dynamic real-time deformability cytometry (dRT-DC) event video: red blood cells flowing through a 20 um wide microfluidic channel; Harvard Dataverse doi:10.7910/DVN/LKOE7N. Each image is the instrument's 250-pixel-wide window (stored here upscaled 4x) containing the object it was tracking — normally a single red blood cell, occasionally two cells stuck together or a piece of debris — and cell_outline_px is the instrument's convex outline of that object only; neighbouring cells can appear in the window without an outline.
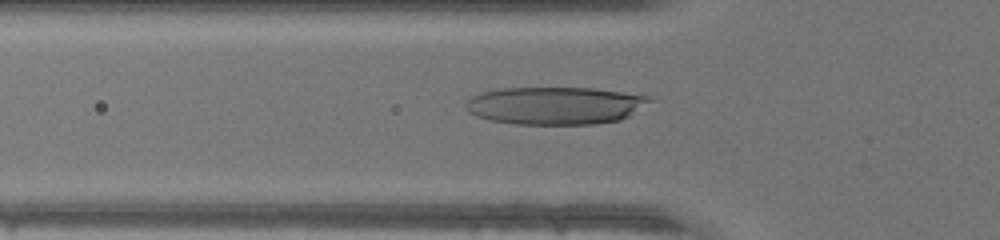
{"species": "human", "species_latin": "Homo sapiens", "temperature_condition": "warm", "stored_images_in_passage": 46, "camera_frame_rate_fps": 3000, "um_per_image_px": 0.085, "donor": {"sex": "male"}, "frame": {"image": 1, "passage_image": 15, "time_ms": 4.667, "image_size_px": [1000, 240], "cell_outline_px": [[652, 100], [628, 116], [620, 120], [596, 124], [516, 124], [492, 120], [476, 116], [468, 112], [464, 108], [464, 104], [472, 96], [484, 92], [500, 88], [592, 88], [652, 96]], "centroid_in_image_um": [47.17, 8.97], "position_along_channel_um": 78.6, "area_um2": 40.23}}
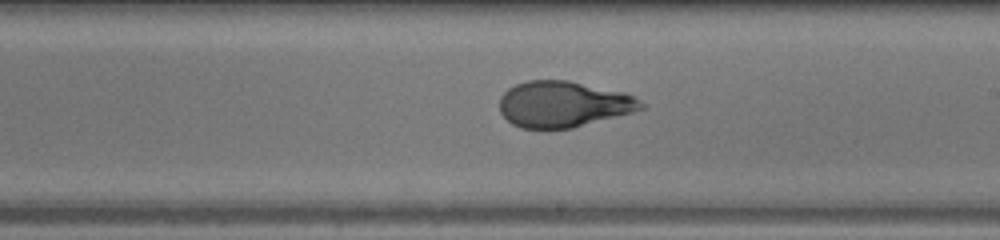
{"frame": {"image": 2, "passage_image": 26, "time_ms": 8.333, "image_size_px": [1000, 240], "cell_outline_px": [[648, 104], [644, 108], [632, 112], [572, 128], [520, 128], [512, 124], [500, 112], [500, 96], [508, 88], [516, 84], [528, 80], [568, 80], [624, 92], [636, 96]], "centroid_in_image_um": [47.91, 8.84], "position_along_channel_um": 241.1, "area_um2": 38.09}}
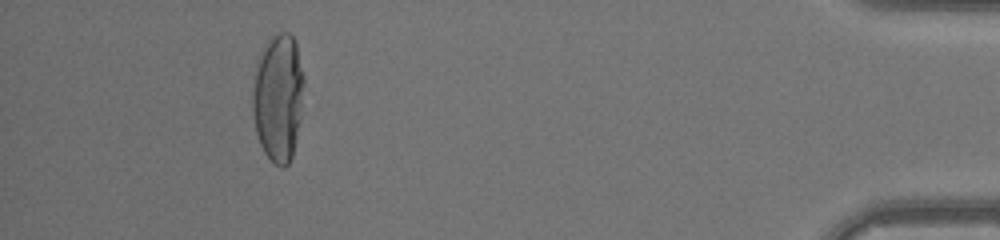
{"frame": {"image": 3, "passage_image": 42, "time_ms": 13.667, "image_size_px": [1000, 240], "cell_outline_px": [[304, 80], [300, 120], [296, 140], [292, 156], [288, 164], [284, 168], [280, 168], [264, 152], [260, 144], [256, 132], [252, 112], [252, 92], [256, 64], [268, 40], [272, 36], [280, 32], [288, 32], [292, 36], [296, 44], [304, 76]], "centroid_in_image_um": [23.65, 8.31], "position_along_channel_um": 411.6, "area_um2": 38.21}}